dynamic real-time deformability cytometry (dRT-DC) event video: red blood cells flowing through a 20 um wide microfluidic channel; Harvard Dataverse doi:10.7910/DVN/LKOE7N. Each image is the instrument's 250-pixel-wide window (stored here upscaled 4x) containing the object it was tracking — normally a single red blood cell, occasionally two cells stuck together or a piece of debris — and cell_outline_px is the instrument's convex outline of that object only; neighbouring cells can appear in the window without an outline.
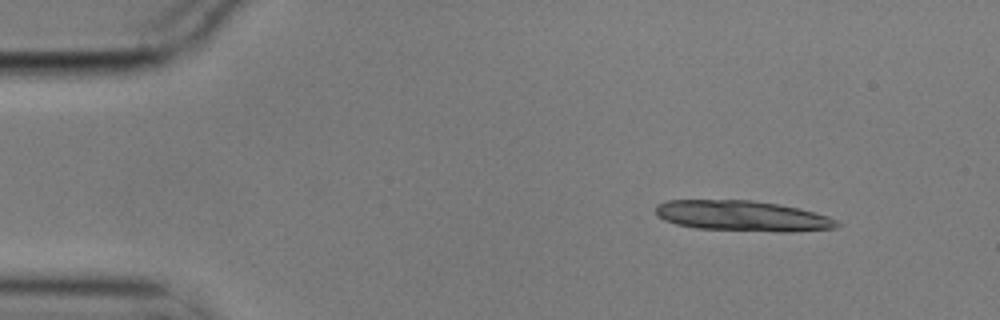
{"species": "common noctule bat (a hibernating species)", "species_latin": "Nyctalus noctula", "temperature_condition": "cold", "stored_images_in_passage": 5, "segment_of_instrument_passage": [1, 2], "camera_frame_rate_fps": 3000, "um_per_image_px": 0.085, "animal": {"sex": "male", "body_mass_g": 17.9}, "frame": {"image": 1, "passage_image": 1, "time_ms": 0.0, "image_size_px": [1000, 320], "cell_outline_px": [[840, 224], [836, 228], [792, 232], [776, 232], [696, 228], [676, 224], [664, 220], [656, 212], [656, 204], [668, 200], [752, 200], [780, 204], [800, 208], [828, 216], [836, 220]], "centroid_in_image_um": [63.14, 18.35], "position_along_channel_um": 21.9, "area_um2": 32.37}}